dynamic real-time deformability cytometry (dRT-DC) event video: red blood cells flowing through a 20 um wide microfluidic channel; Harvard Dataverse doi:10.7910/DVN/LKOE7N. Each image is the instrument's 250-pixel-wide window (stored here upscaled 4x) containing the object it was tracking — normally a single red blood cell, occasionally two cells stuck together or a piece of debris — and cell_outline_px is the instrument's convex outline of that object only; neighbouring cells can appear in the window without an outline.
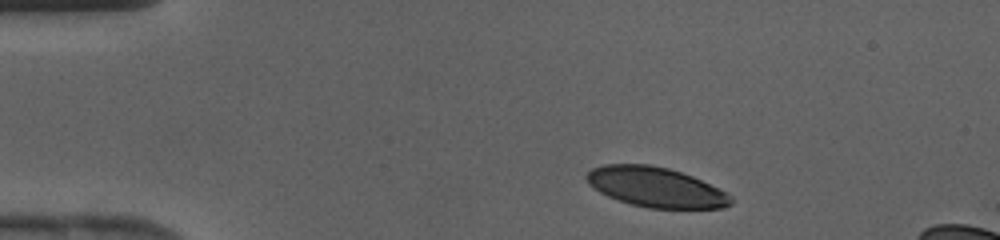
{"species": "human", "species_latin": "Homo sapiens", "temperature_condition": "cold", "stored_images_in_passage": 37, "camera_frame_rate_fps": 3000, "um_per_image_px": 0.085, "donor": {"sex": "female"}, "frame": {"image": 1, "passage_image": 1, "time_ms": 0.0, "image_size_px": [1000, 240], "cell_outline_px": [[732, 204], [724, 208], [648, 208], [632, 204], [608, 196], [600, 192], [588, 184], [584, 176], [592, 168], [604, 164], [648, 164], [668, 168], [692, 176], [728, 192], [732, 196]], "centroid_in_image_um": [55.75, 15.9], "position_along_channel_um": 29.2, "area_um2": 33.58}}
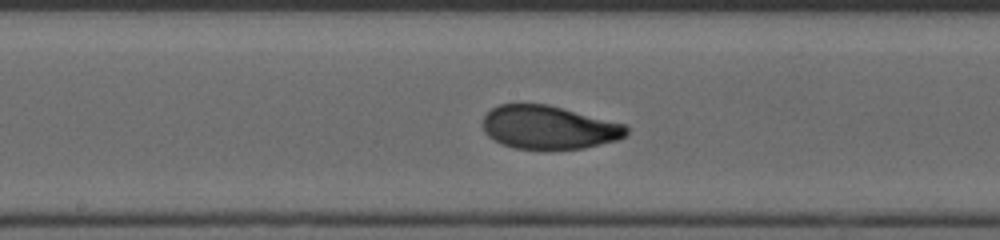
{"frame": {"image": 2, "passage_image": 16, "time_ms": 5.0, "image_size_px": [1000, 240], "cell_outline_px": [[628, 132], [620, 140], [584, 148], [516, 148], [500, 144], [488, 136], [484, 132], [484, 116], [492, 108], [500, 104], [548, 104], [624, 124], [628, 128]], "centroid_in_image_um": [46.65, 10.82], "position_along_channel_um": 201.5, "area_um2": 36.01}}
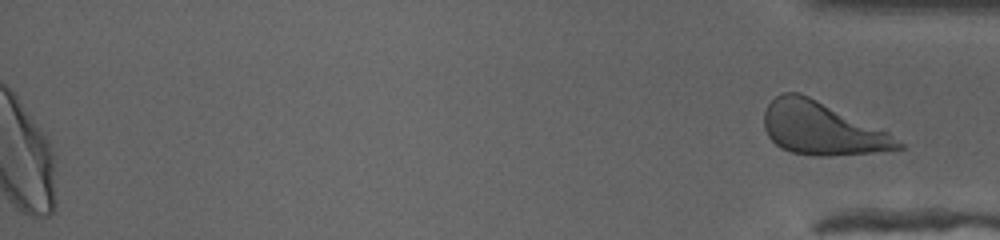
{"frame": {"image": 3, "passage_image": 37, "time_ms": 12.0, "image_size_px": [1000, 240], "cell_outline_px": [[904, 148], [872, 152], [828, 156], [812, 156], [792, 152], [780, 148], [768, 136], [764, 128], [764, 112], [768, 104], [776, 96], [784, 92], [800, 92], [888, 132], [904, 144]], "centroid_in_image_um": [69.82, 10.92], "position_along_channel_um": 365.4, "area_um2": 40.92}}